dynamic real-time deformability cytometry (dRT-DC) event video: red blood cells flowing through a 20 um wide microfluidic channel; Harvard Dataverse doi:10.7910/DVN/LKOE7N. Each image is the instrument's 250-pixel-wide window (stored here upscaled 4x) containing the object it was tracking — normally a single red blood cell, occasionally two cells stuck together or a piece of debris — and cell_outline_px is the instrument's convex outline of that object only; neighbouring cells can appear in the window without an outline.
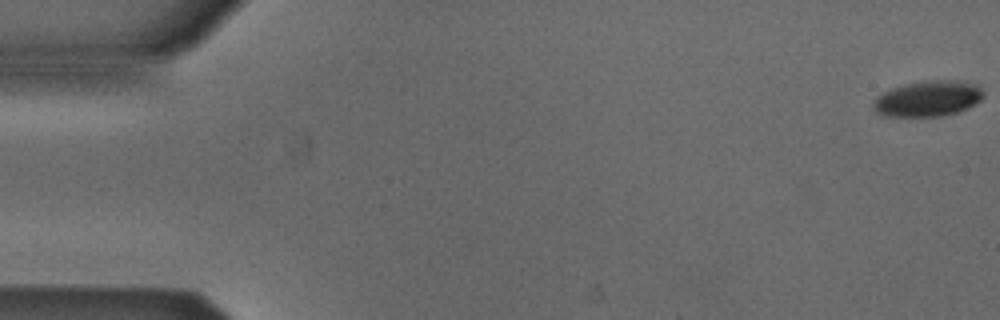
{"species": "Egyptian fruit bat (a non-hibernating species)", "species_latin": "Rousettus aegyptiacus", "temperature_condition": "cold", "stored_images_in_passage": 54, "camera_frame_rate_fps": 3000, "um_per_image_px": 0.085, "animal": {"sex": "male"}, "frame": {"image": 1, "passage_image": 1, "time_ms": 0.0, "image_size_px": [1000, 320], "cell_outline_px": [[984, 96], [980, 100], [968, 108], [960, 112], [944, 116], [880, 116], [872, 108], [872, 104], [876, 96], [892, 88], [908, 84], [940, 80], [944, 80], [976, 84], [984, 92]], "centroid_in_image_um": [78.85, 8.42], "position_along_channel_um": 6.1, "area_um2": 22.72}}
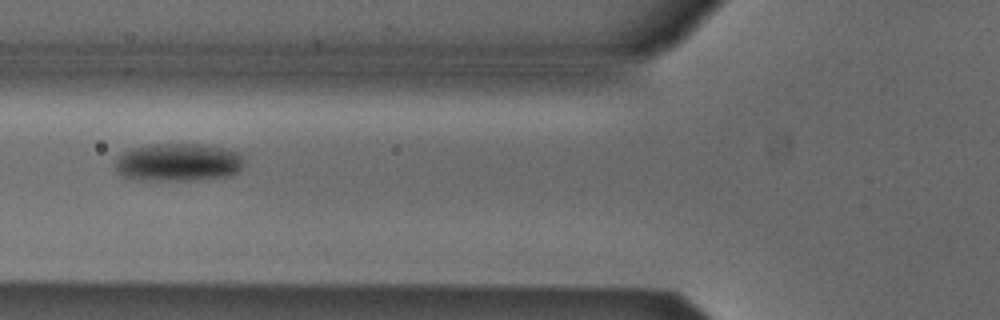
{"frame": {"image": 2, "passage_image": 21, "time_ms": 6.667, "image_size_px": [1000, 320], "cell_outline_px": [[244, 164], [236, 172], [228, 176], [180, 180], [140, 180], [120, 176], [116, 172], [116, 160], [128, 148], [152, 144], [204, 144], [224, 148], [240, 152], [244, 160]], "centroid_in_image_um": [15.13, 13.78], "position_along_channel_um": 110.7, "area_um2": 28.55}}
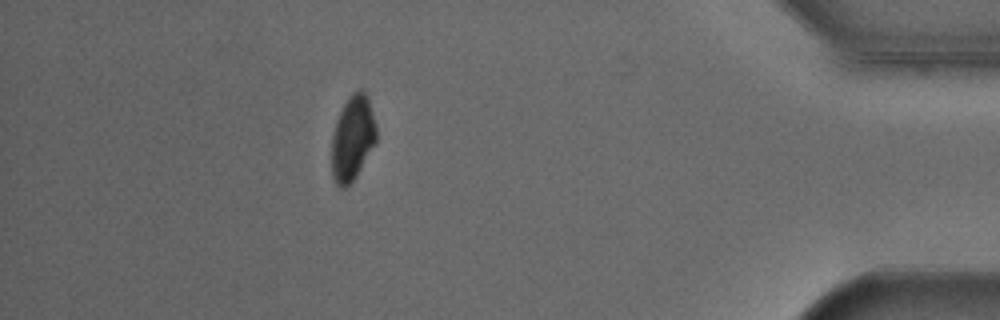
{"frame": {"image": 3, "passage_image": 48, "time_ms": 15.667, "image_size_px": [1000, 320], "cell_outline_px": [[376, 144], [356, 176], [344, 188], [340, 188], [332, 180], [332, 136], [336, 120], [348, 96], [352, 92], [360, 88], [364, 88], [368, 96], [376, 124]], "centroid_in_image_um": [29.98, 11.71], "position_along_channel_um": 405.2, "area_um2": 22.43}, "authors_computed_cell_mechanics": {"area_um2": 25.2875, "velocity_mm_per_s": 3.8471, "shape_relaxation_time_tau1_ms": 3.2889, "shape_relaxation_time_tau2_ms": null, "deformation_change_tau1": 0.1027, "deformation_change_tau2": null}}